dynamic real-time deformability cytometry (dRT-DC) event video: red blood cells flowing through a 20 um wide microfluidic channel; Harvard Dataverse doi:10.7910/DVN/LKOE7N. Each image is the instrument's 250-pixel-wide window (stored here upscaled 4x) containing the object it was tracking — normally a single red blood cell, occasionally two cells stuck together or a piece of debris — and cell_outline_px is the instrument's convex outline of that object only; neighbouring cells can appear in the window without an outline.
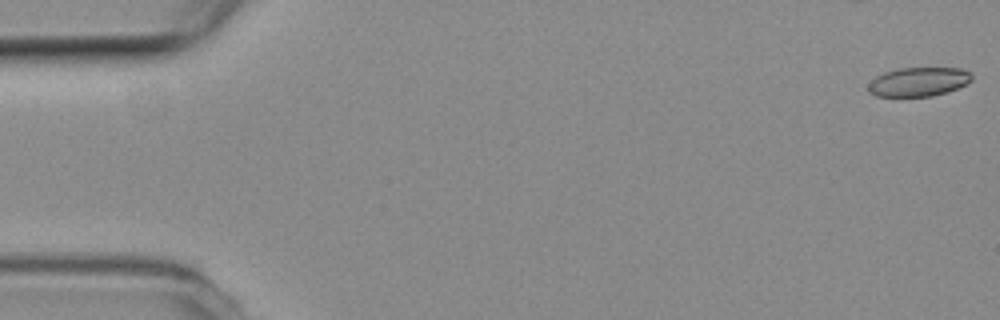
{"species": "common noctule bat (a hibernating species)", "species_latin": "Nyctalus noctula", "temperature_condition": "room temperature", "stored_images_in_passage": 17, "camera_frame_rate_fps": 3000, "um_per_image_px": 0.085, "animal": {"sex": "female", "body_mass_g": 19.3, "forearm_length_mm": 54.1}, "frame": {"image": 1, "passage_image": 1, "time_ms": 0.0, "image_size_px": [1000, 320], "cell_outline_px": [[972, 80], [968, 84], [948, 92], [932, 96], [876, 96], [868, 92], [868, 84], [876, 76], [884, 72], [896, 68], [960, 68], [972, 72]], "centroid_in_image_um": [78.1, 6.95], "position_along_channel_um": 6.9, "area_um2": 17.74}}
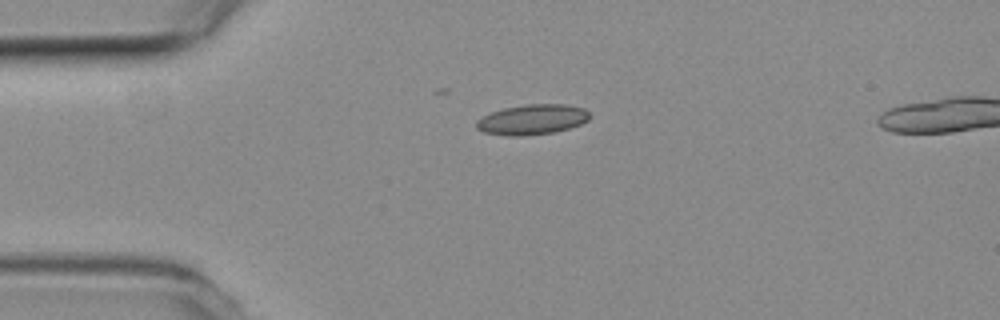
{"frame": {"image": 2, "passage_image": 13, "time_ms": 4.0, "image_size_px": [1000, 320], "cell_outline_px": [[592, 116], [588, 120], [580, 124], [568, 128], [552, 132], [520, 136], [508, 136], [484, 132], [476, 128], [476, 120], [492, 112], [504, 108], [528, 104], [564, 104], [584, 108]], "centroid_in_image_um": [45.24, 10.15], "position_along_channel_um": 39.8, "area_um2": 19.77}}